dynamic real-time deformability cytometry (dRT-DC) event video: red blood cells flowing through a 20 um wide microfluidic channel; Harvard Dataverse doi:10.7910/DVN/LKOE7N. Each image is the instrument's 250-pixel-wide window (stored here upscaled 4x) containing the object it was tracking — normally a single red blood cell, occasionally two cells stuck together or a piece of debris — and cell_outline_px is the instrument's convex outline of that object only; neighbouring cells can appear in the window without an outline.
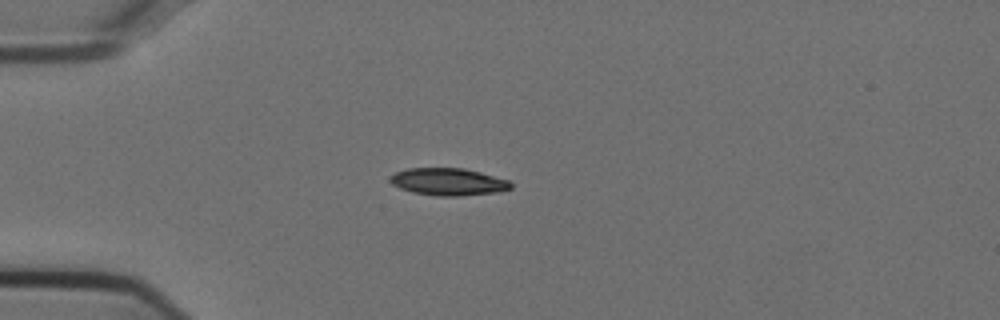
{"species": "Egyptian fruit bat (a non-hibernating species)", "species_latin": "Rousettus aegyptiacus", "temperature_condition": "cold", "stored_images_in_passage": 53, "camera_frame_rate_fps": 3000, "um_per_image_px": 0.085, "animal": {"sex": "female"}, "frame": {"image": 1, "passage_image": 14, "time_ms": 4.333, "image_size_px": [1000, 320], "cell_outline_px": [[512, 188], [496, 192], [460, 196], [440, 196], [412, 192], [400, 188], [392, 184], [388, 180], [396, 172], [408, 168], [464, 168], [480, 172], [508, 180], [512, 184]], "centroid_in_image_um": [38.1, 15.45], "position_along_channel_um": 46.9, "area_um2": 19.07}}
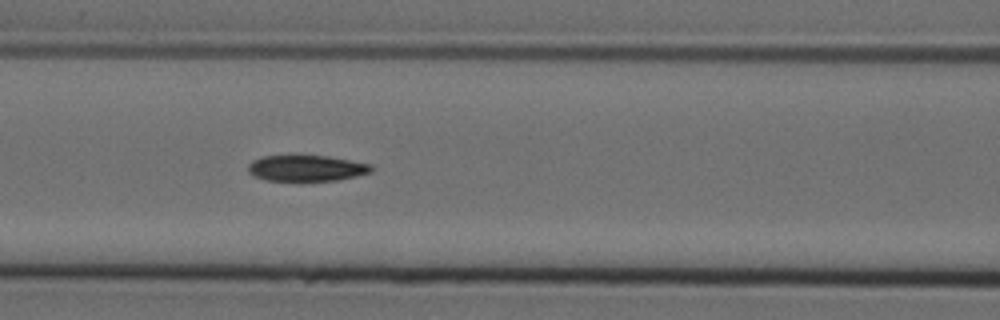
{"frame": {"image": 2, "passage_image": 23, "time_ms": 7.333, "image_size_px": [1000, 320], "cell_outline_px": [[372, 172], [356, 176], [336, 180], [268, 180], [256, 176], [248, 172], [248, 164], [252, 160], [260, 156], [296, 152], [328, 156], [372, 164]], "centroid_in_image_um": [26.0, 14.22], "position_along_channel_um": 140.6, "area_um2": 19.42}}
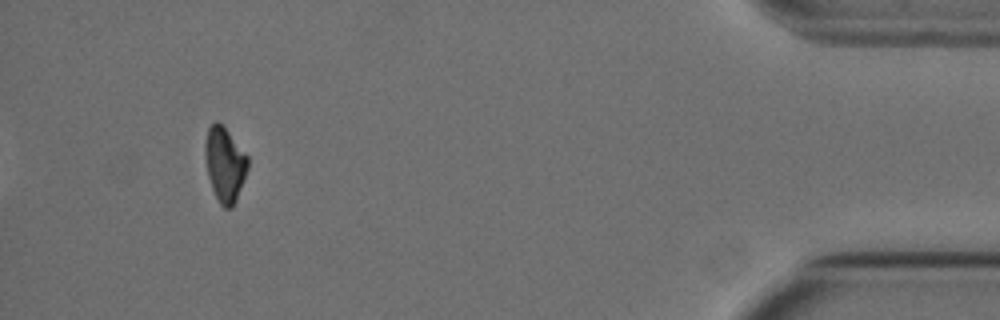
{"frame": {"image": 3, "passage_image": 50, "time_ms": 16.333, "image_size_px": [1000, 320], "cell_outline_px": [[248, 168], [236, 200], [232, 208], [224, 208], [220, 204], [212, 188], [208, 176], [204, 156], [204, 144], [208, 128], [216, 120], [228, 132], [248, 156]], "centroid_in_image_um": [19.09, 13.98], "position_along_channel_um": 416.1, "area_um2": 18.38}, "authors_computed_cell_mechanics": {"area_um2": 19.4786, "velocity_mm_per_s": 3.7687, "shape_relaxation_time_tau1_ms": 4.5729, "shape_relaxation_time_tau2_ms": 7.7187, "deformation_change_tau1": 0.1513, "deformation_change_tau2": 0.137}}